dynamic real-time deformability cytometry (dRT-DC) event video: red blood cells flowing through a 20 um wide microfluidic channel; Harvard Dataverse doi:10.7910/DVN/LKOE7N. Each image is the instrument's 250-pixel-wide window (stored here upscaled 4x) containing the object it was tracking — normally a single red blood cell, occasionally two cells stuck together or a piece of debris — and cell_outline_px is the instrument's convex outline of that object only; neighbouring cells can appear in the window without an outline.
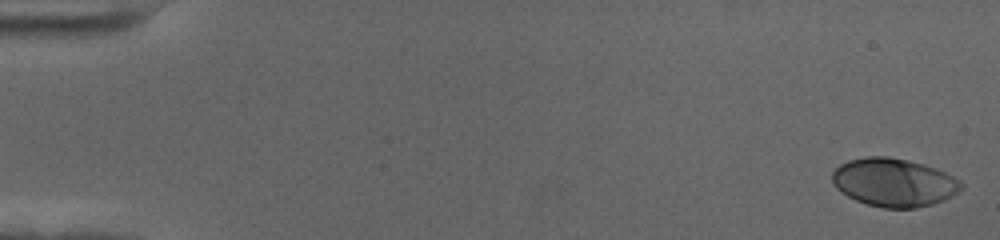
{"species": "human", "species_latin": "Homo sapiens", "temperature_condition": "cold", "stored_images_in_passage": 58, "camera_frame_rate_fps": 3000, "um_per_image_px": 0.085, "donor": {"sex": "female"}, "frame": {"image": 1, "passage_image": 1, "time_ms": 0.0, "image_size_px": [1000, 240], "cell_outline_px": [[964, 188], [960, 192], [944, 200], [932, 204], [916, 208], [884, 208], [868, 204], [856, 200], [840, 192], [832, 184], [832, 172], [840, 164], [848, 160], [868, 156], [888, 156], [908, 160], [924, 164], [944, 172], [960, 180], [964, 184]], "centroid_in_image_um": [75.99, 15.51], "position_along_channel_um": 9.0, "area_um2": 36.53}}
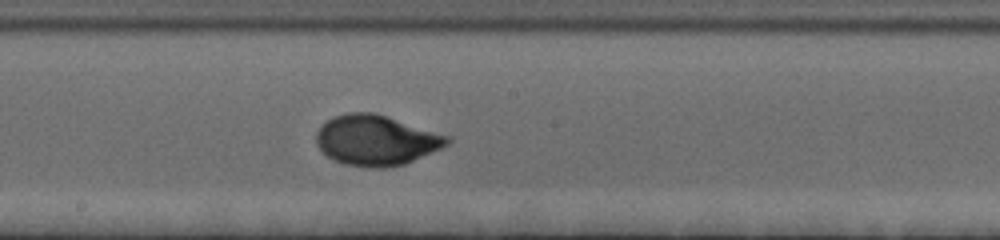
{"frame": {"image": 2, "passage_image": 32, "time_ms": 10.333, "image_size_px": [1000, 240], "cell_outline_px": [[452, 140], [448, 144], [440, 148], [404, 164], [384, 168], [368, 168], [344, 164], [328, 156], [316, 144], [316, 132], [332, 116], [348, 112], [372, 112], [388, 116], [452, 136]], "centroid_in_image_um": [31.99, 11.91], "position_along_channel_um": 216.2, "area_um2": 38.44}}
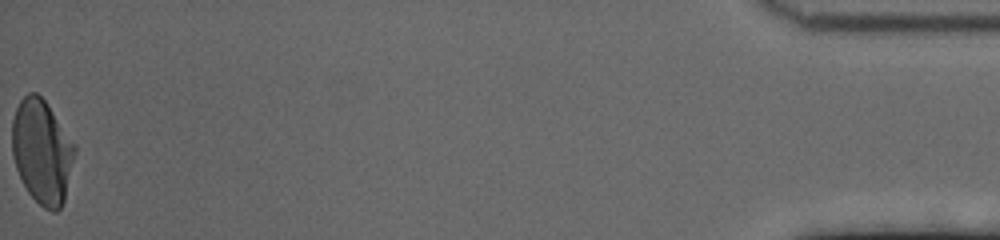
{"frame": {"image": 3, "passage_image": 58, "time_ms": 19.0, "image_size_px": [1000, 240], "cell_outline_px": [[76, 152], [64, 200], [60, 208], [56, 212], [52, 212], [44, 208], [28, 192], [16, 168], [12, 156], [12, 120], [16, 108], [20, 100], [28, 92], [36, 92], [48, 104], [76, 144]], "centroid_in_image_um": [3.58, 12.86], "position_along_channel_um": 431.6, "area_um2": 38.15}, "authors_computed_cell_mechanics": {"area_um2": 36.3851, "velocity_mm_per_s": 3.5234, "shape_relaxation_time_tau1_ms": 3.5572, "shape_relaxation_time_tau2_ms": null, "deformation_change_tau1": 0.1607, "deformation_change_tau2": null}}